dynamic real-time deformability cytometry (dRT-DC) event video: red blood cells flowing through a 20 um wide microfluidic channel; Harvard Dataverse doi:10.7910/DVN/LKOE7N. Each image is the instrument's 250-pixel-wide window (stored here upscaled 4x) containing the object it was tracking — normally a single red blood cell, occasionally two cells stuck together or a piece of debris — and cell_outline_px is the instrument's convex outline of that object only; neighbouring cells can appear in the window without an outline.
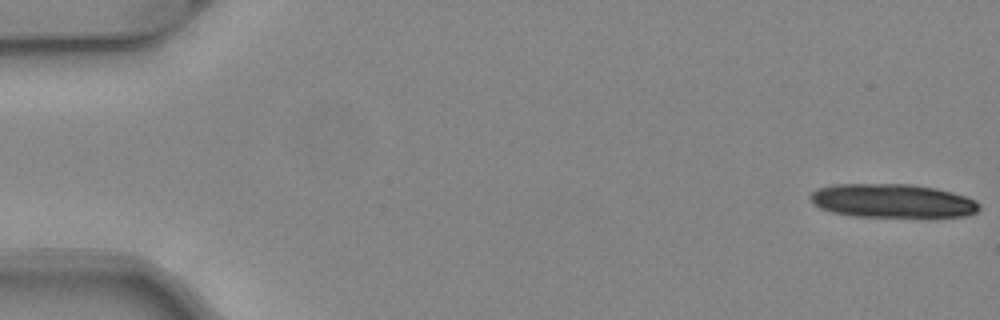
{"species": "common noctule bat (a hibernating species)", "species_latin": "Nyctalus noctula", "temperature_condition": "warm", "stored_images_in_passage": 15, "camera_frame_rate_fps": 3000, "um_per_image_px": 0.085, "animal": {"sex": "female", "body_mass_g": 24.6, "forearm_length_mm": 56.2}, "frame": {"image": 1, "passage_image": 1, "time_ms": 0.0, "image_size_px": [1000, 320], "cell_outline_px": [[980, 208], [976, 212], [964, 216], [852, 216], [832, 212], [820, 208], [812, 204], [808, 196], [816, 188], [832, 184], [908, 184], [936, 188], [952, 192], [976, 200], [980, 204]], "centroid_in_image_um": [75.79, 17.06], "position_along_channel_um": 9.2, "area_um2": 33.18}}